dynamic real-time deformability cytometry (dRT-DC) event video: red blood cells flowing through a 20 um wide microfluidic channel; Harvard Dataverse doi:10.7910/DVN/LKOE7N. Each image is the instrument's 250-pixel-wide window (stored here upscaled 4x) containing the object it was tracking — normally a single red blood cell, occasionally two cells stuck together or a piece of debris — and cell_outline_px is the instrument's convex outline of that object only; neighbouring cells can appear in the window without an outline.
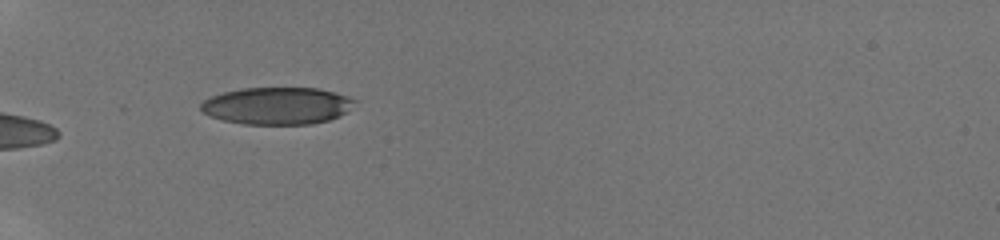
{"species": "human", "species_latin": "Homo sapiens", "temperature_condition": "room temperature", "stored_images_in_passage": 8, "camera_frame_rate_fps": 3000, "um_per_image_px": 0.085, "donor": {"sex": "male"}, "frame": {"image": 1, "passage_image": 4, "time_ms": 1.0, "image_size_px": [1000, 240], "cell_outline_px": [[356, 100], [348, 112], [340, 116], [328, 120], [312, 124], [244, 124], [224, 120], [208, 116], [200, 108], [200, 104], [204, 100], [212, 96], [224, 92], [240, 88], [316, 88], [332, 92]], "centroid_in_image_um": [23.53, 9.0], "position_along_channel_um": 61.5, "area_um2": 33.18}}